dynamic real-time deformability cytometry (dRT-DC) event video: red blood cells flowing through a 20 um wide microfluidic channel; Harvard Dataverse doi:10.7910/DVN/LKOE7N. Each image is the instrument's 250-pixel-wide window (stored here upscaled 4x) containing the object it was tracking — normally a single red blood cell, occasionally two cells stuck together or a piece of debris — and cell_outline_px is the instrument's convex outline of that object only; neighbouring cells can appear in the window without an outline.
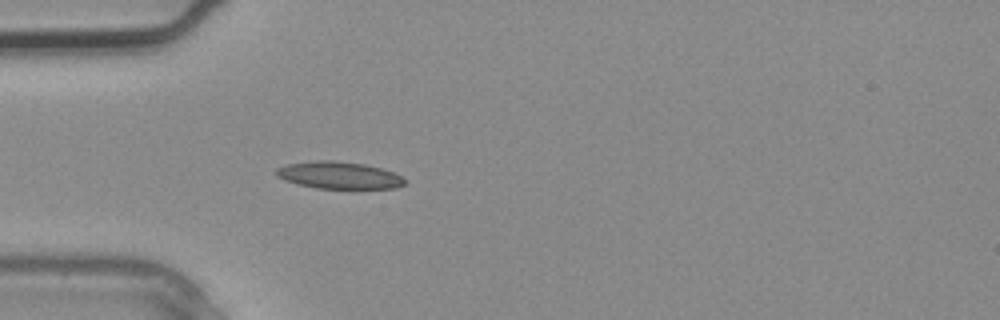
{"species": "common noctule bat (a hibernating species)", "species_latin": "Nyctalus noctula", "temperature_condition": "warm", "stored_images_in_passage": 3, "camera_frame_rate_fps": 3000, "um_per_image_px": 0.085, "animal": {"sex": "male", "body_mass_g": 20.4}, "frame": {"image": 1, "passage_image": 3, "time_ms": 0.667, "image_size_px": [1000, 320], "cell_outline_px": [[408, 184], [396, 188], [316, 188], [296, 184], [284, 180], [276, 176], [276, 168], [288, 164], [316, 160], [332, 160], [364, 164], [380, 168], [392, 172], [408, 180]], "centroid_in_image_um": [28.82, 14.9], "position_along_channel_um": 56.2, "area_um2": 20.35}}